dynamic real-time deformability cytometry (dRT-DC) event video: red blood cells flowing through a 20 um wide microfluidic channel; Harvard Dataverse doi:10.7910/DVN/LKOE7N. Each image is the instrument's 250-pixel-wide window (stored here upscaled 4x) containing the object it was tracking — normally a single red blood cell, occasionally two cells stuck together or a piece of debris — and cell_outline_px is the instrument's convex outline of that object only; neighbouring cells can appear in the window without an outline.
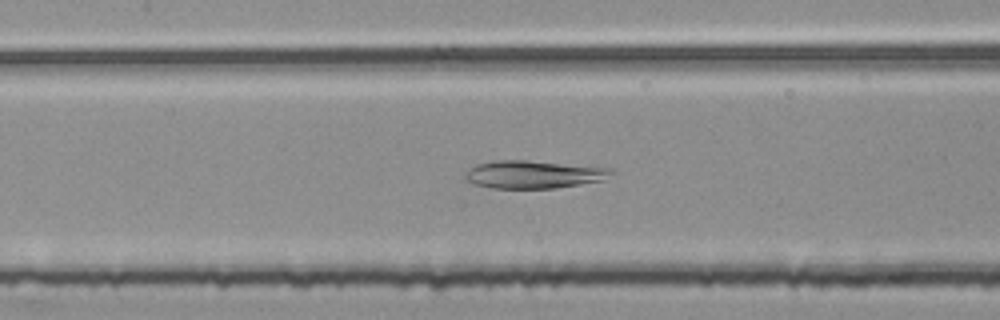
{"species": "common noctule bat (a hibernating species)", "species_latin": "Nyctalus noctula", "temperature_condition": "room temperature", "stored_images_in_passage": 47, "camera_frame_rate_fps": 3000, "um_per_image_px": 0.085, "animal": {"sex": "female", "body_mass_g": 25.1}, "frame": {"image": 1, "passage_image": 18, "time_ms": 5.667, "image_size_px": [1000, 320], "cell_outline_px": [[616, 168], [604, 180], [556, 188], [492, 188], [476, 184], [468, 180], [464, 176], [476, 164], [492, 160], [528, 160]], "centroid_in_image_um": [45.41, 14.81], "position_along_channel_um": 162.0, "area_um2": 23.64}}
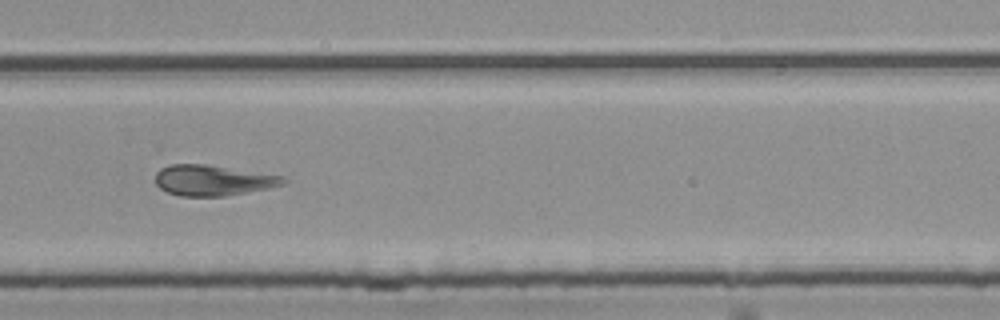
{"frame": {"image": 2, "passage_image": 30, "time_ms": 9.667, "image_size_px": [1000, 320], "cell_outline_px": [[288, 180], [284, 184], [272, 188], [224, 196], [180, 196], [168, 192], [160, 188], [156, 184], [156, 172], [160, 168], [168, 164], [204, 164], [284, 176]], "centroid_in_image_um": [18.11, 15.33], "position_along_channel_um": 311.7, "area_um2": 22.89}}
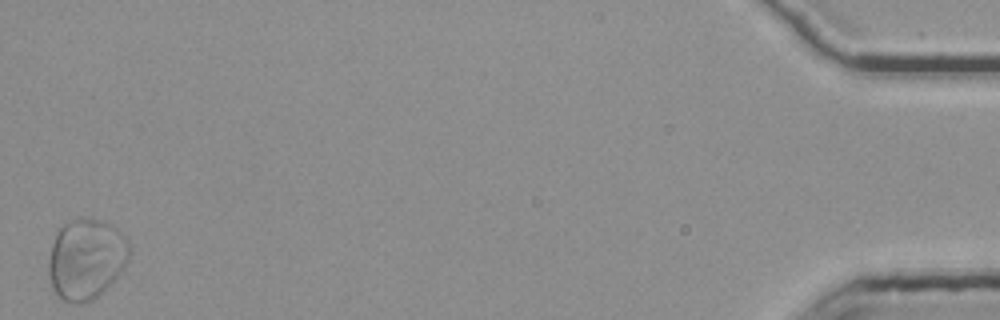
{"frame": {"image": 3, "passage_image": 47, "time_ms": 15.333, "image_size_px": [1000, 320], "cell_outline_px": [[128, 260], [120, 272], [104, 292], [92, 300], [80, 304], [64, 300], [52, 288], [48, 272], [48, 264], [52, 244], [60, 228], [64, 224], [76, 220], [96, 220], [112, 224], [128, 240]], "centroid_in_image_um": [7.32, 22.05], "position_along_channel_um": 427.9, "area_um2": 37.28}}